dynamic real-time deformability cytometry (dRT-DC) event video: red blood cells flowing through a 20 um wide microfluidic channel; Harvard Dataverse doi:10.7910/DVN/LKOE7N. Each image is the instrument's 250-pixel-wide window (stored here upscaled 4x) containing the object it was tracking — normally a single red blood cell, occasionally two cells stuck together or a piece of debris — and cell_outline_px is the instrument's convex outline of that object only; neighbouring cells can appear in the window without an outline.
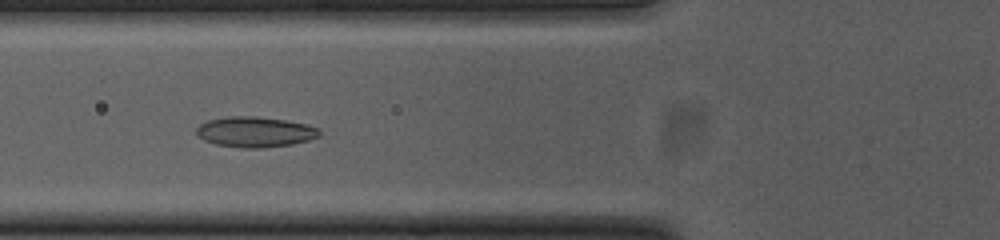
{"species": "common noctule bat (a hibernating species)", "species_latin": "Nyctalus noctula", "temperature_condition": "cold", "stored_images_in_passage": 53, "camera_frame_rate_fps": 3000, "um_per_image_px": 0.085, "animal": {"sex": "female", "body_mass_g": 23.0, "forearm_length_mm": 53.4}, "frame": {"image": 1, "passage_image": 19, "time_ms": 6.0, "image_size_px": [1000, 240], "cell_outline_px": [[320, 136], [308, 140], [292, 144], [260, 148], [240, 148], [216, 144], [204, 140], [196, 136], [196, 128], [200, 124], [208, 120], [228, 116], [256, 116], [284, 120], [304, 124], [320, 128]], "centroid_in_image_um": [21.65, 11.21], "position_along_channel_um": 104.1, "area_um2": 21.85}}
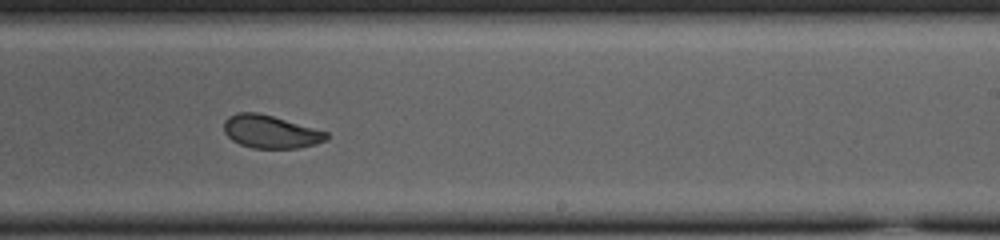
{"frame": {"image": 2, "passage_image": 32, "time_ms": 10.333, "image_size_px": [1000, 240], "cell_outline_px": [[328, 140], [316, 144], [296, 148], [252, 148], [240, 144], [232, 140], [224, 132], [224, 120], [228, 116], [236, 112], [256, 112], [272, 116], [328, 132]], "centroid_in_image_um": [22.98, 11.19], "position_along_channel_um": 266.0, "area_um2": 19.65}}
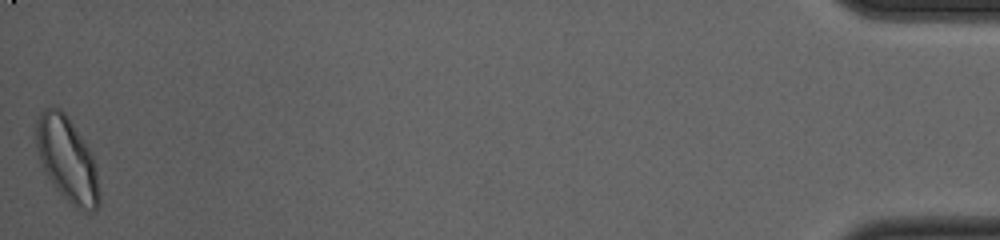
{"frame": {"image": 3, "passage_image": 53, "time_ms": 17.333, "image_size_px": [1000, 240], "cell_outline_px": [[100, 204], [92, 212], [88, 212], [76, 208], [60, 192], [48, 176], [40, 164], [36, 148], [36, 120], [40, 112], [44, 108], [60, 108], [64, 112], [88, 148], [96, 164], [100, 196]], "centroid_in_image_um": [5.7, 13.56], "position_along_channel_um": 429.5, "area_um2": 30.81}, "authors_computed_cell_mechanics": {"area_um2": 21.097, "velocity_mm_per_s": 3.7401, "shape_relaxation_time_tau1_ms": 4.7458, "shape_relaxation_time_tau2_ms": 1.2616, "deformation_change_tau1": 0.1416, "deformation_change_tau2": 0.0538}}